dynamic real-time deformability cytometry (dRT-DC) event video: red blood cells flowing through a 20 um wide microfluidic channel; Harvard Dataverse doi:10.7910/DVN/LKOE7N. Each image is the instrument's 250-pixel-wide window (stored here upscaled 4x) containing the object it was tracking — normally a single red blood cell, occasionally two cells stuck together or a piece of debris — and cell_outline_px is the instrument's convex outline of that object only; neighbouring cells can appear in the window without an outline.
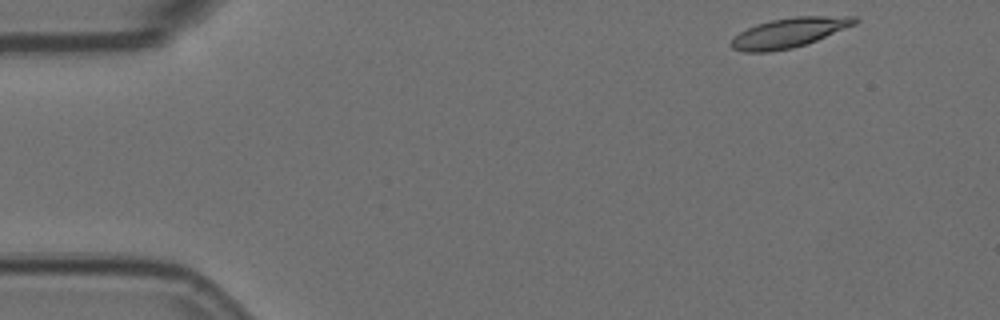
{"species": "Egyptian fruit bat (a non-hibernating species)", "species_latin": "Rousettus aegyptiacus", "temperature_condition": "room temperature", "stored_images_in_passage": 52, "camera_frame_rate_fps": 3000, "um_per_image_px": 0.085, "animal": {"sex": "female"}, "frame": {"image": 1, "passage_image": 1, "time_ms": 0.0, "image_size_px": [1000, 320], "cell_outline_px": [[860, 20], [856, 24], [816, 40], [792, 48], [768, 52], [744, 52], [732, 48], [728, 44], [740, 32], [756, 24], [772, 20], [792, 16], [856, 16]], "centroid_in_image_um": [67.08, 2.77], "position_along_channel_um": 17.9, "area_um2": 21.27}}
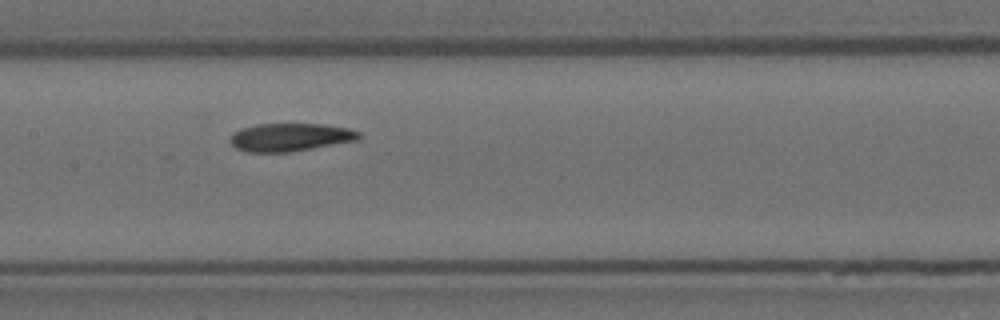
{"frame": {"image": 2, "passage_image": 23, "time_ms": 7.333, "image_size_px": [1000, 320], "cell_outline_px": [[360, 140], [292, 152], [248, 152], [236, 148], [228, 140], [240, 128], [256, 124], [324, 124], [348, 128], [360, 132]], "centroid_in_image_um": [24.7, 11.67], "position_along_channel_um": 182.7, "area_um2": 21.15}}
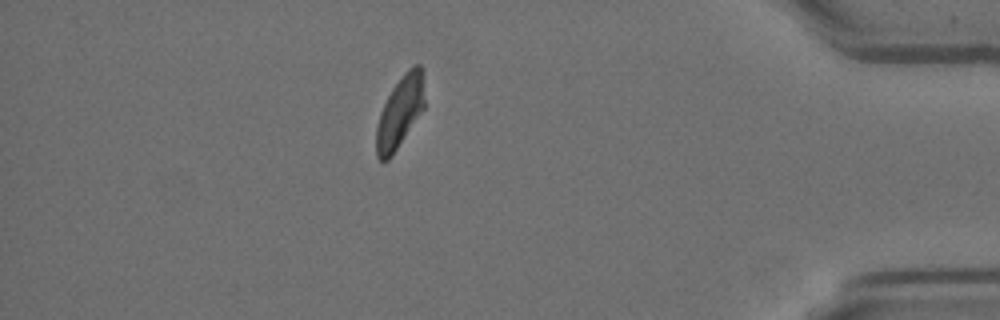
{"frame": {"image": 3, "passage_image": 45, "time_ms": 14.667, "image_size_px": [1000, 320], "cell_outline_px": [[424, 108], [392, 156], [388, 160], [380, 160], [376, 156], [376, 128], [380, 112], [392, 88], [404, 72], [412, 64], [420, 64], [424, 100]], "centroid_in_image_um": [33.97, 9.54], "position_along_channel_um": 401.2, "area_um2": 19.83}, "authors_computed_cell_mechanics": {"area_um2": 21.2993, "velocity_mm_per_s": 3.5604, "shape_relaxation_time_tau1_ms": 7.6997, "shape_relaxation_time_tau2_ms": 6.7464, "deformation_change_tau1": 0.2114, "deformation_change_tau2": 0.1161}}